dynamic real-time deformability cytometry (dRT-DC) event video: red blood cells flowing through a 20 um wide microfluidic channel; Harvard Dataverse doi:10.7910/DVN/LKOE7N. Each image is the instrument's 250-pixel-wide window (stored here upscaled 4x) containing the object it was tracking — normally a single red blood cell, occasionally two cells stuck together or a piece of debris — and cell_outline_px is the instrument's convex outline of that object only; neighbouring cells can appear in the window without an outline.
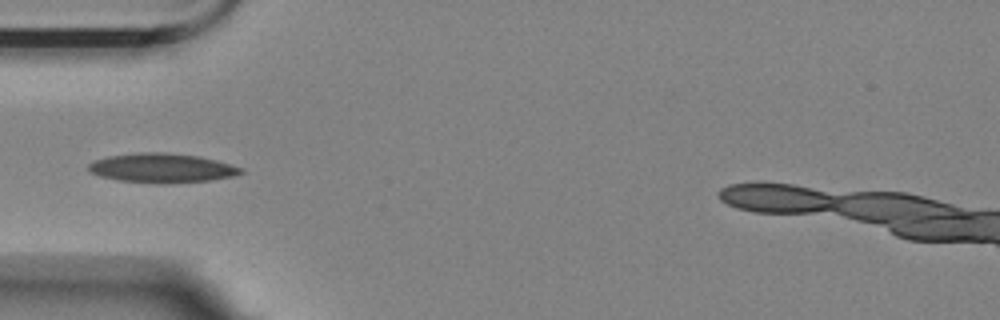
{"species": "Egyptian fruit bat (a non-hibernating species)", "species_latin": "Rousettus aegyptiacus", "temperature_condition": "room temperature", "stored_images_in_passage": 40, "segment_of_instrument_passage": [1, 2], "camera_frame_rate_fps": 3000, "um_per_image_px": 0.085, "animal": {"sex": "female"}, "frame": {"image": 1, "passage_image": 1, "time_ms": 0.0, "image_size_px": [1000, 320], "cell_outline_px": [[244, 172], [232, 176], [212, 180], [168, 184], [156, 184], [120, 180], [100, 176], [88, 172], [88, 164], [96, 160], [108, 156], [140, 152], [164, 152], [196, 156], [216, 160], [244, 168]], "centroid_in_image_um": [13.76, 14.29], "position_along_channel_um": 71.2, "area_um2": 26.13}}
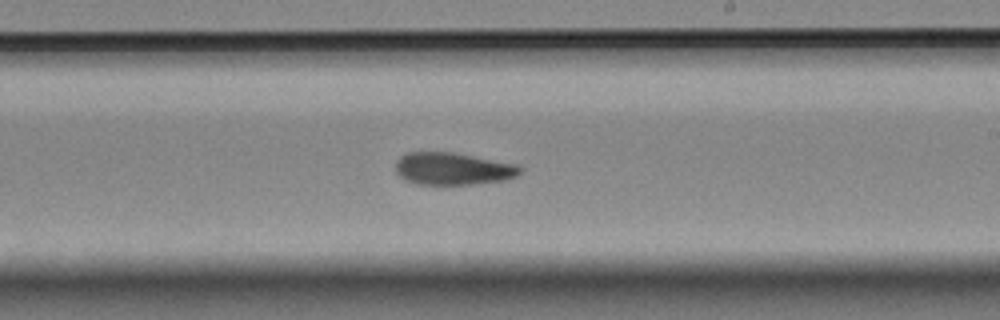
{"frame": {"image": 2, "passage_image": 16, "time_ms": 5.0, "image_size_px": [1000, 320], "cell_outline_px": [[520, 172], [516, 176], [504, 180], [472, 184], [416, 184], [404, 180], [396, 172], [396, 160], [400, 156], [408, 152], [452, 152], [516, 164], [520, 168]], "centroid_in_image_um": [38.44, 14.34], "position_along_channel_um": 250.6, "area_um2": 23.29}}
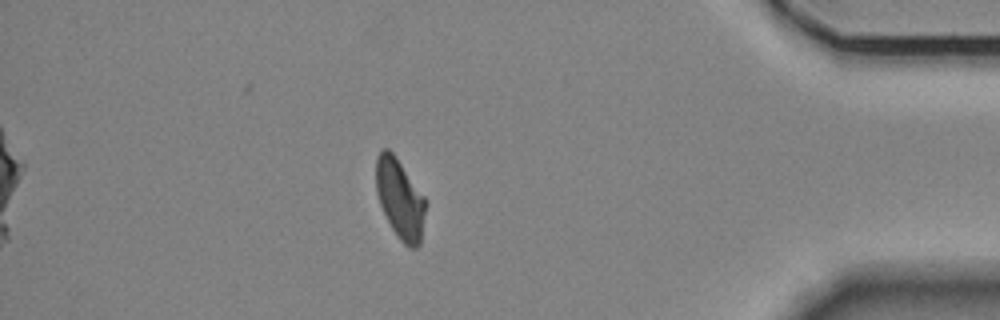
{"frame": {"image": 3, "passage_image": 32, "time_ms": 10.333, "image_size_px": [1000, 320], "cell_outline_px": [[428, 200], [420, 244], [416, 248], [408, 248], [400, 240], [392, 228], [380, 204], [376, 192], [376, 156], [384, 148], [388, 148], [396, 156]], "centroid_in_image_um": [34.03, 16.9], "position_along_channel_um": 401.2, "area_um2": 23.35}}